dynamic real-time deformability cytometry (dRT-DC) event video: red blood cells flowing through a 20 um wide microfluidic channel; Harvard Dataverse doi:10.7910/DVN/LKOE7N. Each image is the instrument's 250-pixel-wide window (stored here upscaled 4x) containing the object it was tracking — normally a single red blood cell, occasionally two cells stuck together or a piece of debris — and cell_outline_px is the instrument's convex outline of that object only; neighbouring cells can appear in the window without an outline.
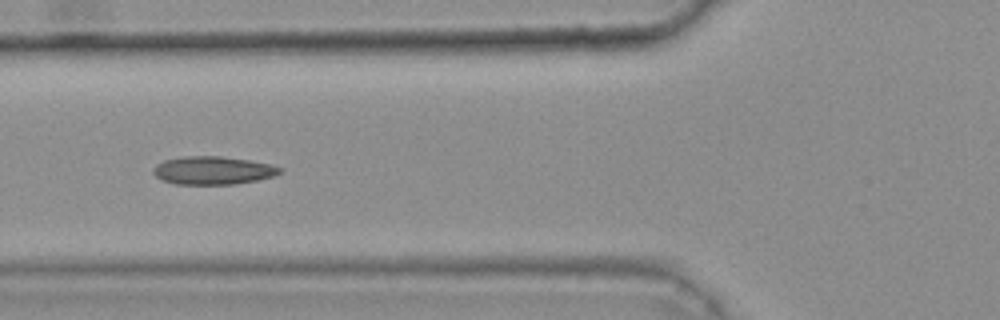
{"species": "common noctule bat (a hibernating species)", "species_latin": "Nyctalus noctula", "temperature_condition": "warm", "stored_images_in_passage": 45, "camera_frame_rate_fps": 3000, "um_per_image_px": 0.085, "animal": {"sex": "female", "body_mass_g": 25.1}, "frame": {"image": 1, "passage_image": 20, "time_ms": 6.333, "image_size_px": [1000, 320], "cell_outline_px": [[284, 168], [276, 176], [256, 180], [232, 184], [176, 184], [164, 180], [156, 176], [152, 172], [152, 168], [156, 164], [164, 160], [184, 156], [220, 156], [252, 160], [272, 164]], "centroid_in_image_um": [18.13, 14.47], "position_along_channel_um": 107.7, "area_um2": 20.87}, "authors_computed_cell_mechanics": {"area_um2": 20.2878, "velocity_mm_per_s": 3.7845, "shape_relaxation_time_tau1_ms": null, "shape_relaxation_time_tau2_ms": 1.4153, "deformation_change_tau1": null, "deformation_change_tau2": 0.0614}}